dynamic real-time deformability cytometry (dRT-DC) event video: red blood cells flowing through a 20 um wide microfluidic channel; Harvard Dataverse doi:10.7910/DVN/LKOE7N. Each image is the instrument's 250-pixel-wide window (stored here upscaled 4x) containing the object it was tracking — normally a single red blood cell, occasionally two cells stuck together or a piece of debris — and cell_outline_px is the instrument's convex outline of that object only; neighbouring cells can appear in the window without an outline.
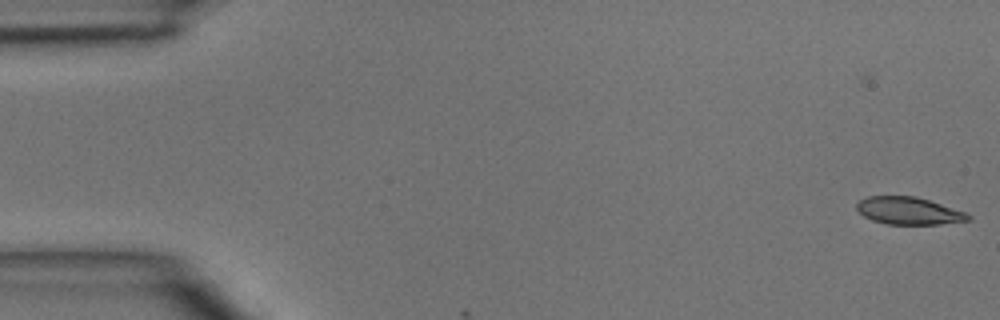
{"species": "common noctule bat (a hibernating species)", "species_latin": "Nyctalus noctula", "temperature_condition": "room temperature", "stored_images_in_passage": 11, "camera_frame_rate_fps": 3000, "um_per_image_px": 0.085, "animal": {"sex": "male", "body_mass_g": 15.6}, "frame": {"image": 1, "passage_image": 1, "time_ms": 0.0, "image_size_px": [1000, 320], "cell_outline_px": [[972, 220], [940, 224], [888, 224], [872, 220], [864, 216], [856, 208], [856, 204], [860, 200], [868, 196], [916, 196], [964, 212], [972, 216]], "centroid_in_image_um": [77.23, 17.92], "position_along_channel_um": 7.8, "area_um2": 17.63}}